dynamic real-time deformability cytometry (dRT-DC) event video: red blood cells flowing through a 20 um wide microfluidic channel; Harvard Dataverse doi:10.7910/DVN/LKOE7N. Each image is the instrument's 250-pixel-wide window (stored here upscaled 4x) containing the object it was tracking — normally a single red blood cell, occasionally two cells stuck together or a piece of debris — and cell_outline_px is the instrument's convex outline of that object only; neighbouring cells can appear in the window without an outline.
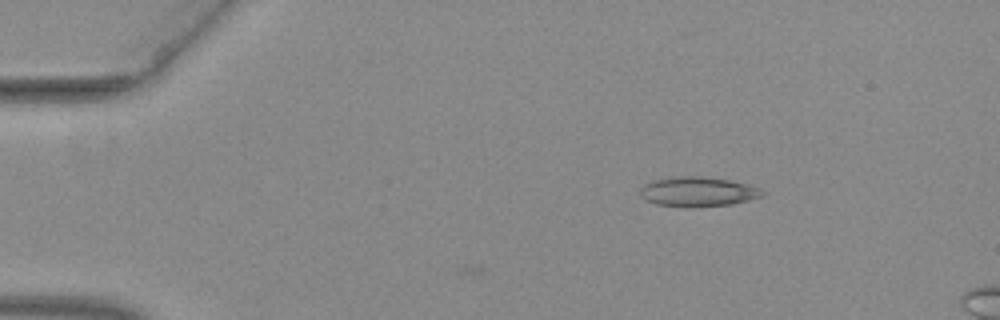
{"species": "common noctule bat (a hibernating species)", "species_latin": "Nyctalus noctula", "temperature_condition": "warm", "stored_images_in_passage": 6, "camera_frame_rate_fps": 3000, "um_per_image_px": 0.085, "animal": {"sex": "female", "body_mass_g": 29.2, "forearm_length_mm": 56.3}, "frame": {"image": 1, "passage_image": 6, "time_ms": 1.667, "image_size_px": [1000, 320], "cell_outline_px": [[764, 196], [732, 204], [692, 208], [688, 208], [656, 204], [640, 196], [640, 188], [644, 184], [652, 180], [672, 176], [700, 176], [732, 180], [748, 184], [760, 188], [764, 192]], "centroid_in_image_um": [59.32, 16.29], "position_along_channel_um": 25.7, "area_um2": 21.5}}